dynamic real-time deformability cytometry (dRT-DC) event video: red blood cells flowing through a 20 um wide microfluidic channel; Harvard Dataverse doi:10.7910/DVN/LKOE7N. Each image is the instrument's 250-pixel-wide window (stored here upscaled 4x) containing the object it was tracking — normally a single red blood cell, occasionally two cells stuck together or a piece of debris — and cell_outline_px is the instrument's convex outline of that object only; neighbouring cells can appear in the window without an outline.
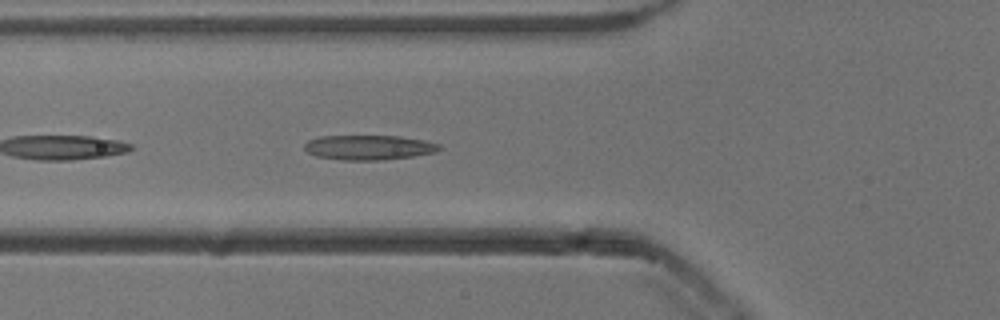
{"species": "common noctule bat (a hibernating species)", "species_latin": "Nyctalus noctula", "temperature_condition": "cold", "stored_images_in_passage": 21, "camera_frame_rate_fps": 3000, "um_per_image_px": 0.085, "animal": {"sex": "male", "body_mass_g": 13.3}, "frame": {"image": 1, "passage_image": 4, "time_ms": 1.0, "image_size_px": [1000, 320], "cell_outline_px": [[440, 148], [436, 152], [412, 156], [384, 160], [344, 160], [316, 156], [308, 152], [304, 148], [304, 144], [308, 140], [320, 136], [400, 136], [424, 140], [440, 144]], "centroid_in_image_um": [31.34, 12.53], "position_along_channel_um": 94.5, "area_um2": 19.42}}
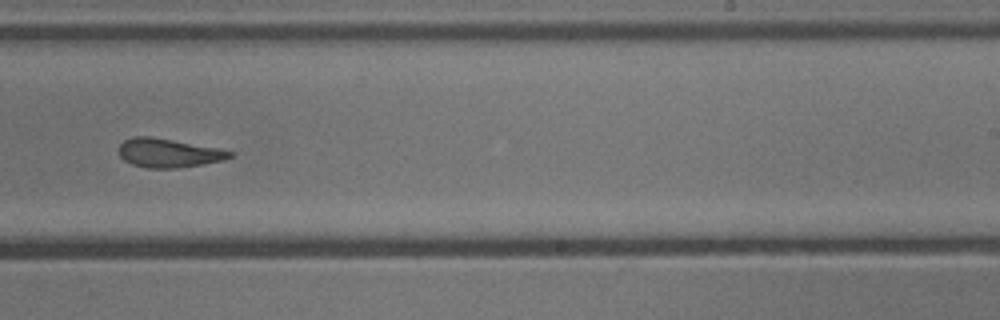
{"frame": {"image": 2, "passage_image": 18, "time_ms": 5.667, "image_size_px": [1000, 320], "cell_outline_px": [[232, 156], [224, 160], [204, 164], [176, 168], [148, 168], [132, 164], [124, 160], [120, 156], [120, 144], [124, 140], [132, 136], [148, 136], [220, 148], [232, 152]], "centroid_in_image_um": [14.32, 13.0], "position_along_channel_um": 274.7, "area_um2": 18.55}}